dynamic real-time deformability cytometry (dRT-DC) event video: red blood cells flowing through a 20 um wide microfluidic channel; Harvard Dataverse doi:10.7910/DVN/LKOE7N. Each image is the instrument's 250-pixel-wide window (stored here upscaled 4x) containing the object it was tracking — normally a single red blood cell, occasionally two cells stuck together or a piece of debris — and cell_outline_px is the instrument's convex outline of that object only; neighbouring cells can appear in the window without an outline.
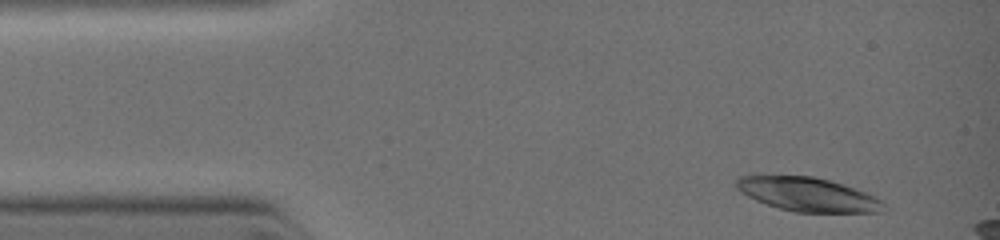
{"species": "common noctule bat (a hibernating species)", "species_latin": "Nyctalus noctula", "temperature_condition": "warm", "stored_images_in_passage": 8, "camera_frame_rate_fps": 3000, "um_per_image_px": 0.085, "animal": {"sex": "female", "body_mass_g": 19.0, "forearm_length_mm": 51.5}, "frame": {"image": 1, "passage_image": 1, "time_ms": 0.0, "image_size_px": [1000, 240], "cell_outline_px": [[884, 212], [796, 212], [780, 208], [756, 200], [740, 192], [736, 188], [736, 180], [740, 176], [812, 176], [828, 180], [876, 196], [884, 200]], "centroid_in_image_um": [68.68, 16.53], "position_along_channel_um": 16.3, "area_um2": 28.67}}
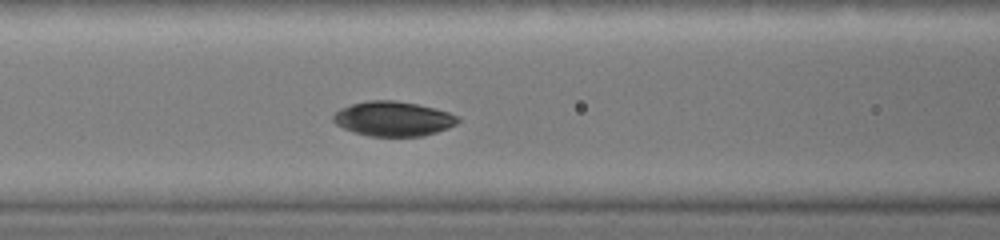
{"frame": {"image": 2, "passage_image": 8, "time_ms": 3.667, "image_size_px": [1000, 240], "cell_outline_px": [[460, 120], [456, 124], [448, 128], [424, 136], [368, 136], [352, 132], [336, 124], [332, 120], [332, 116], [340, 108], [352, 104], [368, 100], [396, 100], [416, 104], [448, 112], [456, 116]], "centroid_in_image_um": [33.39, 10.1], "position_along_channel_um": 133.2, "area_um2": 25.14}}